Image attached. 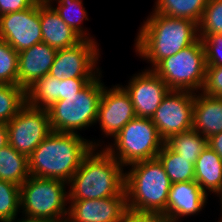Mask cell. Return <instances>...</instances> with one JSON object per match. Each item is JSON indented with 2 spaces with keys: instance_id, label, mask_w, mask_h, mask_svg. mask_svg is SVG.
Returning a JSON list of instances; mask_svg holds the SVG:
<instances>
[{
  "instance_id": "cell-30",
  "label": "cell",
  "mask_w": 222,
  "mask_h": 222,
  "mask_svg": "<svg viewBox=\"0 0 222 222\" xmlns=\"http://www.w3.org/2000/svg\"><path fill=\"white\" fill-rule=\"evenodd\" d=\"M199 27V38L222 34V0H208Z\"/></svg>"
},
{
  "instance_id": "cell-18",
  "label": "cell",
  "mask_w": 222,
  "mask_h": 222,
  "mask_svg": "<svg viewBox=\"0 0 222 222\" xmlns=\"http://www.w3.org/2000/svg\"><path fill=\"white\" fill-rule=\"evenodd\" d=\"M42 42L56 50L71 47L83 38L69 27L46 1L39 0Z\"/></svg>"
},
{
  "instance_id": "cell-39",
  "label": "cell",
  "mask_w": 222,
  "mask_h": 222,
  "mask_svg": "<svg viewBox=\"0 0 222 222\" xmlns=\"http://www.w3.org/2000/svg\"><path fill=\"white\" fill-rule=\"evenodd\" d=\"M216 197H218L217 198V200H218V205L220 206V207H218L219 208V212H220V216L219 217H222V191L216 196Z\"/></svg>"
},
{
  "instance_id": "cell-28",
  "label": "cell",
  "mask_w": 222,
  "mask_h": 222,
  "mask_svg": "<svg viewBox=\"0 0 222 222\" xmlns=\"http://www.w3.org/2000/svg\"><path fill=\"white\" fill-rule=\"evenodd\" d=\"M20 214V186L0 180V222Z\"/></svg>"
},
{
  "instance_id": "cell-5",
  "label": "cell",
  "mask_w": 222,
  "mask_h": 222,
  "mask_svg": "<svg viewBox=\"0 0 222 222\" xmlns=\"http://www.w3.org/2000/svg\"><path fill=\"white\" fill-rule=\"evenodd\" d=\"M103 73L90 81L75 95L64 96L48 108L53 132L80 134L93 128L98 116V106L105 86Z\"/></svg>"
},
{
  "instance_id": "cell-17",
  "label": "cell",
  "mask_w": 222,
  "mask_h": 222,
  "mask_svg": "<svg viewBox=\"0 0 222 222\" xmlns=\"http://www.w3.org/2000/svg\"><path fill=\"white\" fill-rule=\"evenodd\" d=\"M57 50L40 42L18 53V85L27 89L37 79L49 74Z\"/></svg>"
},
{
  "instance_id": "cell-4",
  "label": "cell",
  "mask_w": 222,
  "mask_h": 222,
  "mask_svg": "<svg viewBox=\"0 0 222 222\" xmlns=\"http://www.w3.org/2000/svg\"><path fill=\"white\" fill-rule=\"evenodd\" d=\"M171 181L158 158L125 167V193L128 209L165 214Z\"/></svg>"
},
{
  "instance_id": "cell-11",
  "label": "cell",
  "mask_w": 222,
  "mask_h": 222,
  "mask_svg": "<svg viewBox=\"0 0 222 222\" xmlns=\"http://www.w3.org/2000/svg\"><path fill=\"white\" fill-rule=\"evenodd\" d=\"M8 144L18 153L29 157L34 149L52 132L47 109L27 103L7 123Z\"/></svg>"
},
{
  "instance_id": "cell-14",
  "label": "cell",
  "mask_w": 222,
  "mask_h": 222,
  "mask_svg": "<svg viewBox=\"0 0 222 222\" xmlns=\"http://www.w3.org/2000/svg\"><path fill=\"white\" fill-rule=\"evenodd\" d=\"M126 85H120L129 94L136 117L152 118L162 99L169 92L164 80L153 70H138Z\"/></svg>"
},
{
  "instance_id": "cell-1",
  "label": "cell",
  "mask_w": 222,
  "mask_h": 222,
  "mask_svg": "<svg viewBox=\"0 0 222 222\" xmlns=\"http://www.w3.org/2000/svg\"><path fill=\"white\" fill-rule=\"evenodd\" d=\"M142 22L134 38L133 50L134 56L148 63L144 68L147 70L199 39L198 24L189 19L150 12Z\"/></svg>"
},
{
  "instance_id": "cell-31",
  "label": "cell",
  "mask_w": 222,
  "mask_h": 222,
  "mask_svg": "<svg viewBox=\"0 0 222 222\" xmlns=\"http://www.w3.org/2000/svg\"><path fill=\"white\" fill-rule=\"evenodd\" d=\"M200 39L205 49L207 66H222V34H210Z\"/></svg>"
},
{
  "instance_id": "cell-12",
  "label": "cell",
  "mask_w": 222,
  "mask_h": 222,
  "mask_svg": "<svg viewBox=\"0 0 222 222\" xmlns=\"http://www.w3.org/2000/svg\"><path fill=\"white\" fill-rule=\"evenodd\" d=\"M194 98L191 91L169 90L162 99L151 121L164 141L192 129Z\"/></svg>"
},
{
  "instance_id": "cell-20",
  "label": "cell",
  "mask_w": 222,
  "mask_h": 222,
  "mask_svg": "<svg viewBox=\"0 0 222 222\" xmlns=\"http://www.w3.org/2000/svg\"><path fill=\"white\" fill-rule=\"evenodd\" d=\"M195 182L211 198L222 191V159L208 145L195 164Z\"/></svg>"
},
{
  "instance_id": "cell-25",
  "label": "cell",
  "mask_w": 222,
  "mask_h": 222,
  "mask_svg": "<svg viewBox=\"0 0 222 222\" xmlns=\"http://www.w3.org/2000/svg\"><path fill=\"white\" fill-rule=\"evenodd\" d=\"M157 158L163 164L171 183L195 181L194 164L172 151L166 144L163 145Z\"/></svg>"
},
{
  "instance_id": "cell-19",
  "label": "cell",
  "mask_w": 222,
  "mask_h": 222,
  "mask_svg": "<svg viewBox=\"0 0 222 222\" xmlns=\"http://www.w3.org/2000/svg\"><path fill=\"white\" fill-rule=\"evenodd\" d=\"M192 129L207 139L222 132V97L195 93Z\"/></svg>"
},
{
  "instance_id": "cell-37",
  "label": "cell",
  "mask_w": 222,
  "mask_h": 222,
  "mask_svg": "<svg viewBox=\"0 0 222 222\" xmlns=\"http://www.w3.org/2000/svg\"><path fill=\"white\" fill-rule=\"evenodd\" d=\"M8 145L7 123L0 122V149Z\"/></svg>"
},
{
  "instance_id": "cell-3",
  "label": "cell",
  "mask_w": 222,
  "mask_h": 222,
  "mask_svg": "<svg viewBox=\"0 0 222 222\" xmlns=\"http://www.w3.org/2000/svg\"><path fill=\"white\" fill-rule=\"evenodd\" d=\"M80 134L51 132L28 157L30 176L68 183L92 149Z\"/></svg>"
},
{
  "instance_id": "cell-26",
  "label": "cell",
  "mask_w": 222,
  "mask_h": 222,
  "mask_svg": "<svg viewBox=\"0 0 222 222\" xmlns=\"http://www.w3.org/2000/svg\"><path fill=\"white\" fill-rule=\"evenodd\" d=\"M165 144L181 157L195 164L203 149L208 145L207 138L196 130L190 129L171 136Z\"/></svg>"
},
{
  "instance_id": "cell-32",
  "label": "cell",
  "mask_w": 222,
  "mask_h": 222,
  "mask_svg": "<svg viewBox=\"0 0 222 222\" xmlns=\"http://www.w3.org/2000/svg\"><path fill=\"white\" fill-rule=\"evenodd\" d=\"M200 92L208 96L222 97V66L206 67L205 81Z\"/></svg>"
},
{
  "instance_id": "cell-2",
  "label": "cell",
  "mask_w": 222,
  "mask_h": 222,
  "mask_svg": "<svg viewBox=\"0 0 222 222\" xmlns=\"http://www.w3.org/2000/svg\"><path fill=\"white\" fill-rule=\"evenodd\" d=\"M124 187L125 168L104 147H92L67 183L68 201L116 197Z\"/></svg>"
},
{
  "instance_id": "cell-7",
  "label": "cell",
  "mask_w": 222,
  "mask_h": 222,
  "mask_svg": "<svg viewBox=\"0 0 222 222\" xmlns=\"http://www.w3.org/2000/svg\"><path fill=\"white\" fill-rule=\"evenodd\" d=\"M164 144L151 118L135 117L104 148L125 168L157 158Z\"/></svg>"
},
{
  "instance_id": "cell-35",
  "label": "cell",
  "mask_w": 222,
  "mask_h": 222,
  "mask_svg": "<svg viewBox=\"0 0 222 222\" xmlns=\"http://www.w3.org/2000/svg\"><path fill=\"white\" fill-rule=\"evenodd\" d=\"M39 0H0V16L24 10L35 5Z\"/></svg>"
},
{
  "instance_id": "cell-13",
  "label": "cell",
  "mask_w": 222,
  "mask_h": 222,
  "mask_svg": "<svg viewBox=\"0 0 222 222\" xmlns=\"http://www.w3.org/2000/svg\"><path fill=\"white\" fill-rule=\"evenodd\" d=\"M0 39L18 53L42 42L39 1L24 10L0 16Z\"/></svg>"
},
{
  "instance_id": "cell-29",
  "label": "cell",
  "mask_w": 222,
  "mask_h": 222,
  "mask_svg": "<svg viewBox=\"0 0 222 222\" xmlns=\"http://www.w3.org/2000/svg\"><path fill=\"white\" fill-rule=\"evenodd\" d=\"M0 84H18V52L0 39Z\"/></svg>"
},
{
  "instance_id": "cell-23",
  "label": "cell",
  "mask_w": 222,
  "mask_h": 222,
  "mask_svg": "<svg viewBox=\"0 0 222 222\" xmlns=\"http://www.w3.org/2000/svg\"><path fill=\"white\" fill-rule=\"evenodd\" d=\"M30 176L28 157L9 144L0 149V180L21 186Z\"/></svg>"
},
{
  "instance_id": "cell-15",
  "label": "cell",
  "mask_w": 222,
  "mask_h": 222,
  "mask_svg": "<svg viewBox=\"0 0 222 222\" xmlns=\"http://www.w3.org/2000/svg\"><path fill=\"white\" fill-rule=\"evenodd\" d=\"M127 209L125 190L116 197L68 201L66 222H120Z\"/></svg>"
},
{
  "instance_id": "cell-36",
  "label": "cell",
  "mask_w": 222,
  "mask_h": 222,
  "mask_svg": "<svg viewBox=\"0 0 222 222\" xmlns=\"http://www.w3.org/2000/svg\"><path fill=\"white\" fill-rule=\"evenodd\" d=\"M207 144L222 159V132L209 137L207 139Z\"/></svg>"
},
{
  "instance_id": "cell-40",
  "label": "cell",
  "mask_w": 222,
  "mask_h": 222,
  "mask_svg": "<svg viewBox=\"0 0 222 222\" xmlns=\"http://www.w3.org/2000/svg\"><path fill=\"white\" fill-rule=\"evenodd\" d=\"M216 222H222V217H219L218 220L216 219Z\"/></svg>"
},
{
  "instance_id": "cell-22",
  "label": "cell",
  "mask_w": 222,
  "mask_h": 222,
  "mask_svg": "<svg viewBox=\"0 0 222 222\" xmlns=\"http://www.w3.org/2000/svg\"><path fill=\"white\" fill-rule=\"evenodd\" d=\"M152 11L172 18H185L198 25L208 0H154Z\"/></svg>"
},
{
  "instance_id": "cell-8",
  "label": "cell",
  "mask_w": 222,
  "mask_h": 222,
  "mask_svg": "<svg viewBox=\"0 0 222 222\" xmlns=\"http://www.w3.org/2000/svg\"><path fill=\"white\" fill-rule=\"evenodd\" d=\"M206 67L205 49L199 38L177 54L161 60L152 70L170 90L198 93L204 85Z\"/></svg>"
},
{
  "instance_id": "cell-27",
  "label": "cell",
  "mask_w": 222,
  "mask_h": 222,
  "mask_svg": "<svg viewBox=\"0 0 222 222\" xmlns=\"http://www.w3.org/2000/svg\"><path fill=\"white\" fill-rule=\"evenodd\" d=\"M25 104V89L18 84H0V122L11 121Z\"/></svg>"
},
{
  "instance_id": "cell-38",
  "label": "cell",
  "mask_w": 222,
  "mask_h": 222,
  "mask_svg": "<svg viewBox=\"0 0 222 222\" xmlns=\"http://www.w3.org/2000/svg\"><path fill=\"white\" fill-rule=\"evenodd\" d=\"M18 216H21V217L18 218ZM3 222H48V221L43 220V219L33 218V217H27L25 215L20 214V215H17L16 217H13L10 220H6Z\"/></svg>"
},
{
  "instance_id": "cell-33",
  "label": "cell",
  "mask_w": 222,
  "mask_h": 222,
  "mask_svg": "<svg viewBox=\"0 0 222 222\" xmlns=\"http://www.w3.org/2000/svg\"><path fill=\"white\" fill-rule=\"evenodd\" d=\"M93 79L95 78L61 79L59 83V100H64V96L77 94Z\"/></svg>"
},
{
  "instance_id": "cell-9",
  "label": "cell",
  "mask_w": 222,
  "mask_h": 222,
  "mask_svg": "<svg viewBox=\"0 0 222 222\" xmlns=\"http://www.w3.org/2000/svg\"><path fill=\"white\" fill-rule=\"evenodd\" d=\"M135 117L134 106L125 89L119 83L112 84L111 88L105 85L99 102L95 124V127L99 125L100 128H97L100 129L102 136L97 139L90 137L91 146L104 147L107 144L106 141L109 140L108 142H110Z\"/></svg>"
},
{
  "instance_id": "cell-6",
  "label": "cell",
  "mask_w": 222,
  "mask_h": 222,
  "mask_svg": "<svg viewBox=\"0 0 222 222\" xmlns=\"http://www.w3.org/2000/svg\"><path fill=\"white\" fill-rule=\"evenodd\" d=\"M20 210L27 217L48 222H66L67 183L59 179L29 176L20 186Z\"/></svg>"
},
{
  "instance_id": "cell-21",
  "label": "cell",
  "mask_w": 222,
  "mask_h": 222,
  "mask_svg": "<svg viewBox=\"0 0 222 222\" xmlns=\"http://www.w3.org/2000/svg\"><path fill=\"white\" fill-rule=\"evenodd\" d=\"M46 1L55 9L60 18L83 39H90L98 42V39H96V35L94 36V34L92 35L89 32L90 28L86 27V25H83L85 21H90V14H88L87 9L84 6V0Z\"/></svg>"
},
{
  "instance_id": "cell-24",
  "label": "cell",
  "mask_w": 222,
  "mask_h": 222,
  "mask_svg": "<svg viewBox=\"0 0 222 222\" xmlns=\"http://www.w3.org/2000/svg\"><path fill=\"white\" fill-rule=\"evenodd\" d=\"M59 83L49 74L37 79L26 89V103L30 106L48 109L59 100Z\"/></svg>"
},
{
  "instance_id": "cell-10",
  "label": "cell",
  "mask_w": 222,
  "mask_h": 222,
  "mask_svg": "<svg viewBox=\"0 0 222 222\" xmlns=\"http://www.w3.org/2000/svg\"><path fill=\"white\" fill-rule=\"evenodd\" d=\"M100 43L82 39L77 44L57 50L49 75L63 78H97L104 73L99 66L103 50Z\"/></svg>"
},
{
  "instance_id": "cell-34",
  "label": "cell",
  "mask_w": 222,
  "mask_h": 222,
  "mask_svg": "<svg viewBox=\"0 0 222 222\" xmlns=\"http://www.w3.org/2000/svg\"><path fill=\"white\" fill-rule=\"evenodd\" d=\"M120 222H169L163 214L127 209Z\"/></svg>"
},
{
  "instance_id": "cell-16",
  "label": "cell",
  "mask_w": 222,
  "mask_h": 222,
  "mask_svg": "<svg viewBox=\"0 0 222 222\" xmlns=\"http://www.w3.org/2000/svg\"><path fill=\"white\" fill-rule=\"evenodd\" d=\"M209 196L195 181L172 183L164 214L169 222H183L205 211ZM202 211V212H201Z\"/></svg>"
}]
</instances>
